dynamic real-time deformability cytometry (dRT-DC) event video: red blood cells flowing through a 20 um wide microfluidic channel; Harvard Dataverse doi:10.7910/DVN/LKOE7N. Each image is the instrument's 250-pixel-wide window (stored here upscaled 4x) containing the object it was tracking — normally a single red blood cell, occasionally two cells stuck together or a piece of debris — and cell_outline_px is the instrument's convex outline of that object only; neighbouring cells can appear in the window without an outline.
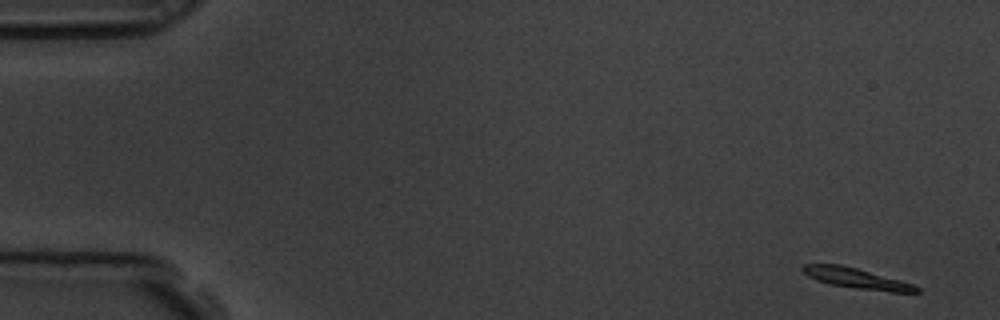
{"species": "common noctule bat (a hibernating species)", "species_latin": "Nyctalus noctula", "temperature_condition": "room temperature", "stored_images_in_passage": 58, "camera_frame_rate_fps": 3000, "um_per_image_px": 0.085, "animal": {"sex": "male", "body_mass_g": 19.5, "forearm_length_mm": 54.6}, "frame": {"image": 1, "passage_image": 1, "time_ms": 0.0, "image_size_px": [1000, 320], "cell_outline_px": [[920, 292], [892, 292], [856, 288], [832, 284], [816, 280], [808, 276], [800, 268], [804, 264], [840, 264], [856, 268], [900, 280], [912, 284], [920, 288]], "centroid_in_image_um": [72.79, 23.65], "position_along_channel_um": 12.2, "area_um2": 13.29}}
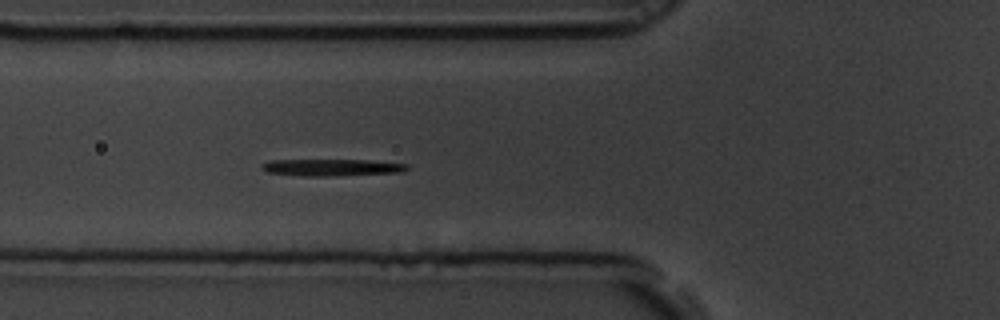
{"frame": {"image": 2, "passage_image": 20, "time_ms": 6.333, "image_size_px": [1000, 320], "cell_outline_px": [[408, 168], [404, 172], [336, 176], [300, 176], [268, 172], [260, 164], [268, 160], [364, 160], [408, 164]], "centroid_in_image_um": [28.21, 14.24], "position_along_channel_um": 97.6, "area_um2": 14.28}}
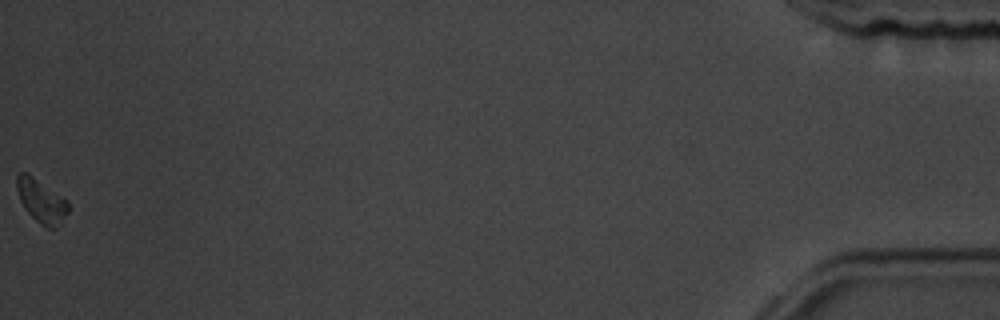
{"frame": {"image": 3, "passage_image": 58, "time_ms": 19.0, "image_size_px": [1000, 320], "cell_outline_px": [[68, 212], [60, 224], [56, 228], [48, 228], [40, 224], [24, 208], [20, 200], [16, 188], [16, 176], [20, 172], [28, 172], [68, 200]], "centroid_in_image_um": [3.5, 17.06], "position_along_channel_um": 431.7, "area_um2": 13.12}, "authors_computed_cell_mechanics": {"area_um2": 14.2188, "velocity_mm_per_s": 3.4189, "shape_relaxation_time_tau1_ms": 5.8398, "shape_relaxation_time_tau2_ms": null, "deformation_change_tau1": 0.208, "deformation_change_tau2": null}}